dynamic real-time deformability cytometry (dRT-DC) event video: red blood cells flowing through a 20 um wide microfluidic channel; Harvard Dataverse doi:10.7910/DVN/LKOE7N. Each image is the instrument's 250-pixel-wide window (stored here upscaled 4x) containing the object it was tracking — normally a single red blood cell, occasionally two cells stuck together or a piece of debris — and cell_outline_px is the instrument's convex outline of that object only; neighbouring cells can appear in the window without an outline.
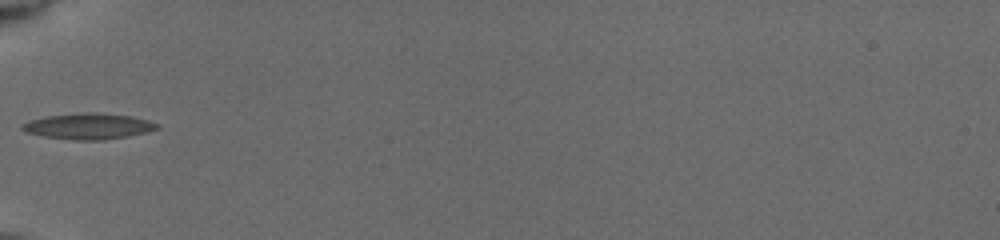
{"species": "common noctule bat (a hibernating species)", "species_latin": "Nyctalus noctula", "temperature_condition": "cold", "stored_images_in_passage": 55, "camera_frame_rate_fps": 3000, "um_per_image_px": 0.085, "animal": {"sex": "female", "body_mass_g": 19.5, "forearm_length_mm": 54.1}, "frame": {"image": 1, "passage_image": 1, "time_ms": 0.0, "image_size_px": [1000, 240], "cell_outline_px": [[160, 128], [128, 136], [104, 140], [76, 140], [44, 136], [24, 132], [20, 128], [28, 120], [44, 116], [80, 112], [96, 112], [132, 116], [148, 120], [160, 124]], "centroid_in_image_um": [7.51, 10.72], "position_along_channel_um": 77.5, "area_um2": 20.52}}
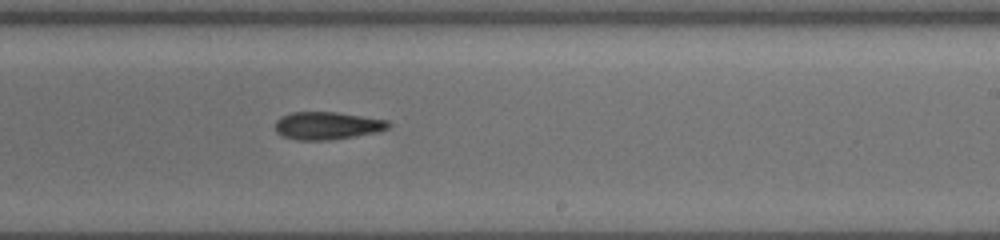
{"frame": {"image": 2, "passage_image": 27, "time_ms": 4.667, "image_size_px": [1000, 240], "cell_outline_px": [[392, 124], [388, 128], [376, 132], [356, 136], [328, 140], [296, 140], [284, 136], [276, 132], [276, 120], [280, 116], [292, 112], [336, 112], [388, 120]], "centroid_in_image_um": [27.81, 10.68], "position_along_channel_um": 261.2, "area_um2": 18.26}}
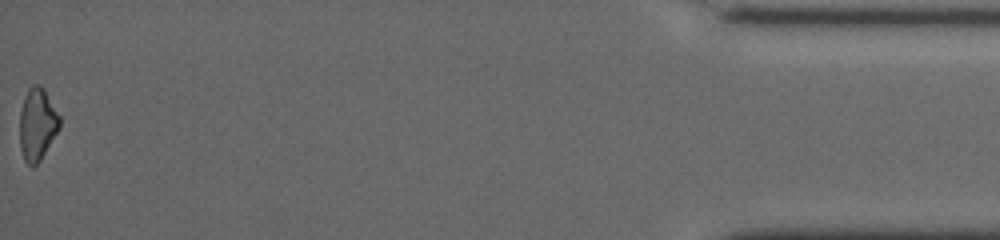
{"frame": {"image": 3, "passage_image": 55, "time_ms": 11.0, "image_size_px": [1000, 240], "cell_outline_px": [[60, 128], [40, 160], [32, 168], [24, 160], [20, 148], [20, 112], [24, 96], [28, 88], [32, 84], [40, 84], [44, 88], [60, 116]], "centroid_in_image_um": [3.17, 10.54], "position_along_channel_um": 432.0, "area_um2": 16.94}, "authors_computed_cell_mechanics": {"area_um2": 18.0336, "velocity_mm_per_s": 3.9457, "shape_relaxation_time_tau1_ms": 2.4491, "shape_relaxation_time_tau2_ms": null, "deformation_change_tau1": 0.1006, "deformation_change_tau2": null}}